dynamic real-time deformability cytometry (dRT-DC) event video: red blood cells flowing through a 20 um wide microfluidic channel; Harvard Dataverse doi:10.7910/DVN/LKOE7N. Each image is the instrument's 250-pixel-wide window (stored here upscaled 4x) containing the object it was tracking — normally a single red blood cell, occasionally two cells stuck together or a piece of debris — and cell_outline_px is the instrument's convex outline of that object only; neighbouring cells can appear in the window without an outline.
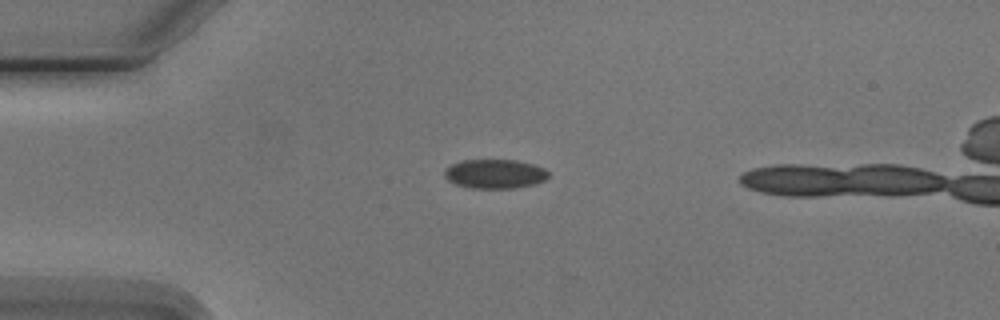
{"species": "Egyptian fruit bat (a non-hibernating species)", "species_latin": "Rousettus aegyptiacus", "temperature_condition": "cold", "stored_images_in_passage": 7, "camera_frame_rate_fps": 3000, "um_per_image_px": 0.085, "animal": {"sex": "male"}, "frame": {"image": 1, "passage_image": 3, "time_ms": 2.333, "image_size_px": [1000, 320], "cell_outline_px": [[548, 176], [544, 180], [536, 184], [516, 188], [472, 188], [456, 184], [448, 180], [444, 176], [444, 168], [460, 160], [516, 160], [532, 164], [544, 168], [548, 172]], "centroid_in_image_um": [42.05, 14.78], "position_along_channel_um": 43.0, "area_um2": 17.74}}
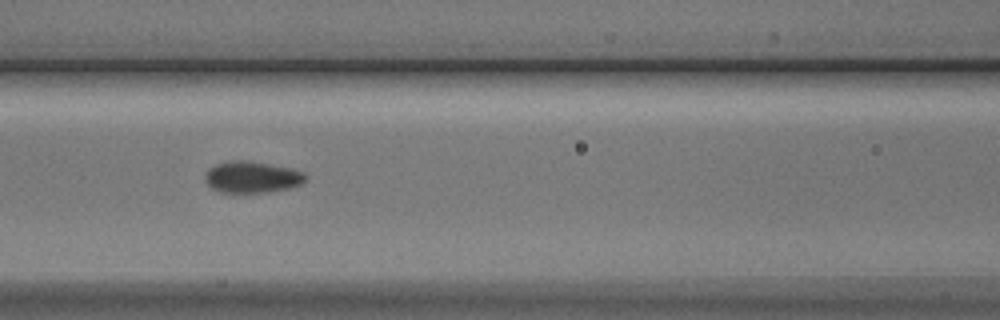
{"frame": {"image": 2, "passage_image": 6, "time_ms": 5.667, "image_size_px": [1000, 320], "cell_outline_px": [[308, 180], [292, 188], [268, 192], [220, 192], [212, 188], [204, 180], [204, 172], [208, 168], [216, 164], [228, 160], [248, 160], [292, 168], [304, 172], [308, 176]], "centroid_in_image_um": [21.43, 15.04], "position_along_channel_um": 145.2, "area_um2": 18.84}}
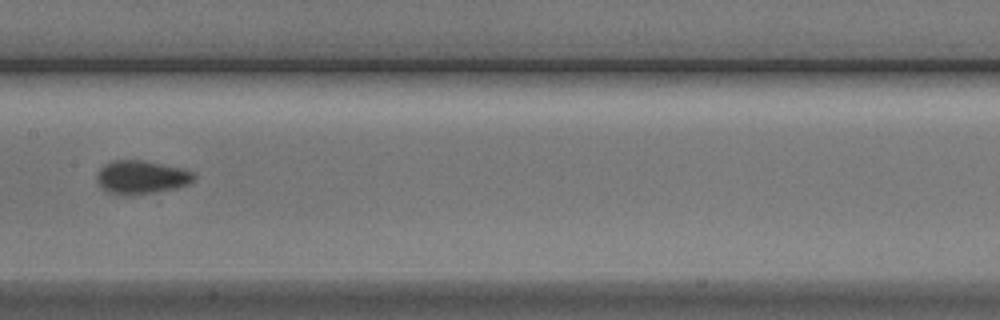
{"frame": {"image": 3, "passage_image": 7, "time_ms": 7.0, "image_size_px": [1000, 320], "cell_outline_px": [[196, 176], [188, 184], [176, 188], [136, 196], [124, 196], [104, 192], [100, 188], [96, 180], [96, 172], [104, 164], [112, 160], [144, 160], [184, 168], [192, 172]], "centroid_in_image_um": [11.95, 15.08], "position_along_channel_um": 195.4, "area_um2": 19.54}}